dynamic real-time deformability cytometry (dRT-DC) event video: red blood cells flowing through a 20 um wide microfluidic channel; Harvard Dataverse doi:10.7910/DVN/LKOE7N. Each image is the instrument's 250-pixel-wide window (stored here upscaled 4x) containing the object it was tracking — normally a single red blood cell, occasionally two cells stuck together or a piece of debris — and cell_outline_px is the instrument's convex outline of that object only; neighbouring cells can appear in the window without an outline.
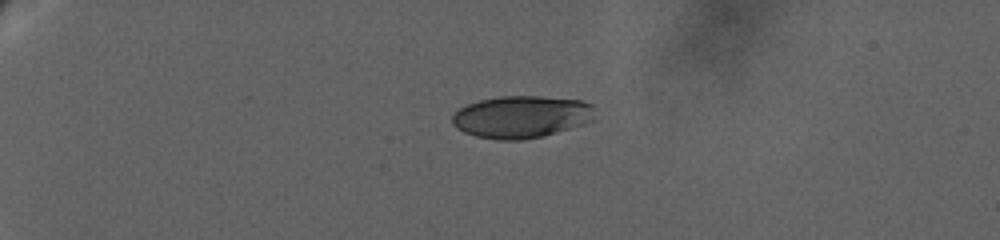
{"species": "human", "species_latin": "Homo sapiens", "temperature_condition": "warm", "stored_images_in_passage": 45, "camera_frame_rate_fps": 3000, "um_per_image_px": 0.085, "donor": {"sex": "female"}, "frame": {"image": 1, "passage_image": 1, "time_ms": 0.0, "image_size_px": [1000, 240], "cell_outline_px": [[596, 108], [592, 120], [544, 136], [520, 140], [496, 140], [476, 136], [464, 132], [456, 128], [452, 124], [452, 116], [460, 108], [468, 104], [480, 100], [500, 96], [540, 96], [580, 100], [592, 104]], "centroid_in_image_um": [44.3, 9.93], "position_along_channel_um": 40.7, "area_um2": 35.03}}
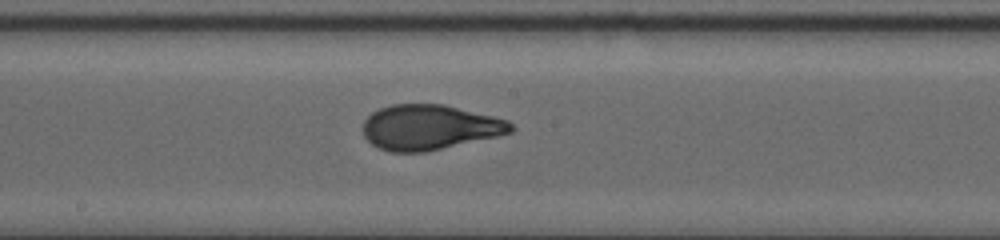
{"frame": {"image": 2, "passage_image": 22, "time_ms": 8.667, "image_size_px": [1000, 240], "cell_outline_px": [[516, 128], [512, 132], [496, 136], [428, 152], [392, 152], [376, 148], [364, 136], [364, 120], [372, 112], [380, 108], [392, 104], [444, 104], [508, 120]], "centroid_in_image_um": [36.5, 10.82], "position_along_channel_um": 211.7, "area_um2": 38.9}}
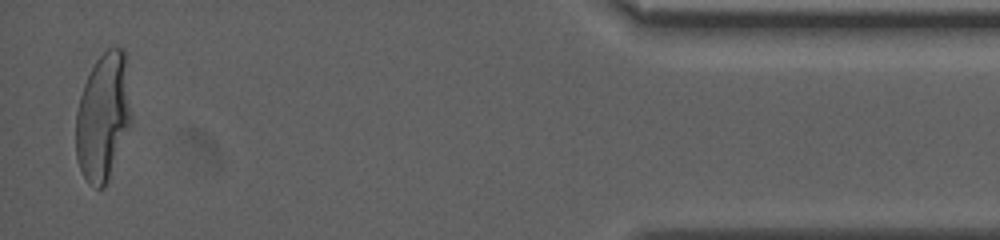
{"frame": {"image": 3, "passage_image": 43, "time_ms": 18.0, "image_size_px": [1000, 240], "cell_outline_px": [[132, 128], [104, 188], [96, 188], [88, 184], [80, 168], [76, 156], [76, 112], [80, 96], [84, 84], [96, 60], [108, 48], [124, 48], [132, 116]], "centroid_in_image_um": [8.79, 9.98], "position_along_channel_um": 426.4, "area_um2": 41.62}, "authors_computed_cell_mechanics": {"area_um2": 38.8994, "velocity_mm_per_s": 2.9137, "shape_relaxation_time_tau1_ms": 6.6487, "shape_relaxation_time_tau2_ms": null, "deformation_change_tau1": 0.2458, "deformation_change_tau2": null}}